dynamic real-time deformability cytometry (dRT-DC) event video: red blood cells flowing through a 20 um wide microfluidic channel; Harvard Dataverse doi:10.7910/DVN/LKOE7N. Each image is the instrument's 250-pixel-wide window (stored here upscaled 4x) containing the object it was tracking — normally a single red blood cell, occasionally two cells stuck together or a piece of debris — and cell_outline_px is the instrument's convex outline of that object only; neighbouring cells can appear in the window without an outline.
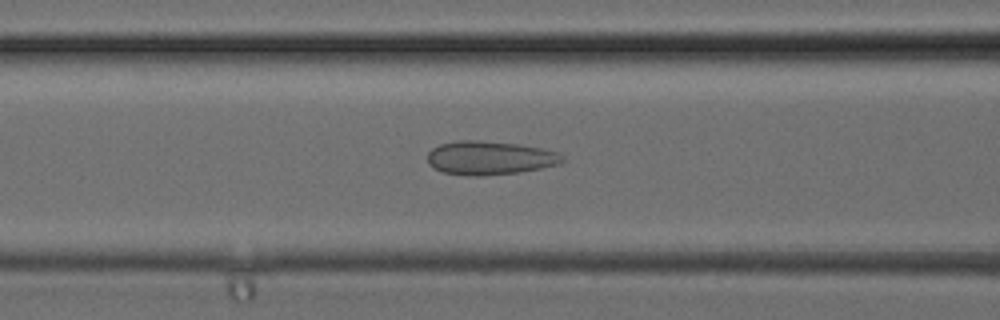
{"species": "common noctule bat (a hibernating species)", "species_latin": "Nyctalus noctula", "temperature_condition": "cold", "stored_images_in_passage": 31, "camera_frame_rate_fps": 3000, "um_per_image_px": 0.085, "animal": {"sex": "female", "body_mass_g": 24.6, "forearm_length_mm": 56.2}, "frame": {"image": 1, "passage_image": 12, "time_ms": 3.667, "image_size_px": [1000, 320], "cell_outline_px": [[568, 160], [560, 164], [520, 172], [484, 176], [468, 176], [444, 172], [432, 168], [428, 164], [428, 152], [432, 148], [440, 144], [456, 140], [476, 140], [516, 144], [540, 148], [560, 152]], "centroid_in_image_um": [41.65, 13.43], "position_along_channel_um": 125.0, "area_um2": 26.76}}
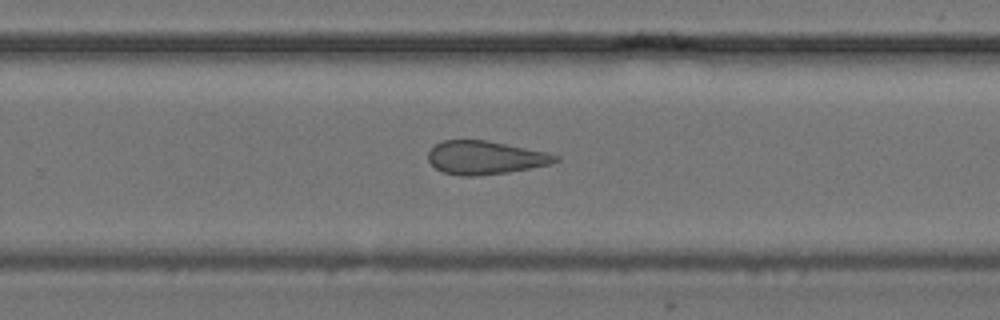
{"frame": {"image": 2, "passage_image": 20, "time_ms": 6.333, "image_size_px": [1000, 320], "cell_outline_px": [[560, 160], [552, 164], [508, 172], [476, 176], [460, 176], [444, 172], [436, 168], [428, 160], [428, 152], [436, 144], [444, 140], [484, 140], [548, 152], [560, 156]], "centroid_in_image_um": [41.27, 13.4], "position_along_channel_um": 288.5, "area_um2": 24.68}}
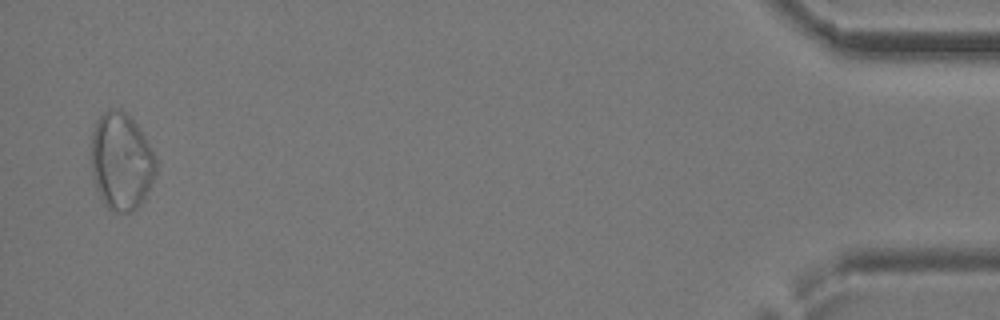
{"frame": {"image": 3, "passage_image": 31, "time_ms": 10.0, "image_size_px": [1000, 320], "cell_outline_px": [[156, 172], [140, 204], [132, 212], [116, 212], [108, 208], [104, 204], [96, 188], [92, 176], [92, 132], [96, 120], [104, 112], [112, 108], [120, 108], [136, 124], [144, 136], [156, 156]], "centroid_in_image_um": [10.29, 13.71], "position_along_channel_um": 424.9, "area_um2": 36.41}}